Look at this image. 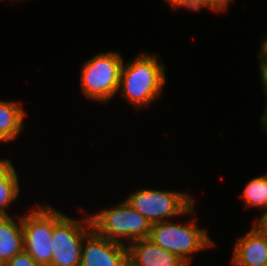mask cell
<instances>
[{
  "instance_id": "obj_1",
  "label": "cell",
  "mask_w": 267,
  "mask_h": 266,
  "mask_svg": "<svg viewBox=\"0 0 267 266\" xmlns=\"http://www.w3.org/2000/svg\"><path fill=\"white\" fill-rule=\"evenodd\" d=\"M158 54L139 53L123 61L118 93L137 110L148 107L163 93L167 81L166 66Z\"/></svg>"
},
{
  "instance_id": "obj_2",
  "label": "cell",
  "mask_w": 267,
  "mask_h": 266,
  "mask_svg": "<svg viewBox=\"0 0 267 266\" xmlns=\"http://www.w3.org/2000/svg\"><path fill=\"white\" fill-rule=\"evenodd\" d=\"M196 222L193 217L186 223L174 220L153 223L149 239L190 266L194 253L216 245L208 231Z\"/></svg>"
},
{
  "instance_id": "obj_3",
  "label": "cell",
  "mask_w": 267,
  "mask_h": 266,
  "mask_svg": "<svg viewBox=\"0 0 267 266\" xmlns=\"http://www.w3.org/2000/svg\"><path fill=\"white\" fill-rule=\"evenodd\" d=\"M123 57L116 51L99 52L81 66V93L88 100L108 103L117 96Z\"/></svg>"
},
{
  "instance_id": "obj_4",
  "label": "cell",
  "mask_w": 267,
  "mask_h": 266,
  "mask_svg": "<svg viewBox=\"0 0 267 266\" xmlns=\"http://www.w3.org/2000/svg\"><path fill=\"white\" fill-rule=\"evenodd\" d=\"M90 219L99 235L123 245L149 238L151 233L152 224L125 200L90 215Z\"/></svg>"
},
{
  "instance_id": "obj_5",
  "label": "cell",
  "mask_w": 267,
  "mask_h": 266,
  "mask_svg": "<svg viewBox=\"0 0 267 266\" xmlns=\"http://www.w3.org/2000/svg\"><path fill=\"white\" fill-rule=\"evenodd\" d=\"M125 201L151 224L189 214L194 216L196 211L193 196L175 190L142 188L130 193Z\"/></svg>"
},
{
  "instance_id": "obj_6",
  "label": "cell",
  "mask_w": 267,
  "mask_h": 266,
  "mask_svg": "<svg viewBox=\"0 0 267 266\" xmlns=\"http://www.w3.org/2000/svg\"><path fill=\"white\" fill-rule=\"evenodd\" d=\"M92 229L90 215L77 220L53 208L51 266H81L83 240Z\"/></svg>"
},
{
  "instance_id": "obj_7",
  "label": "cell",
  "mask_w": 267,
  "mask_h": 266,
  "mask_svg": "<svg viewBox=\"0 0 267 266\" xmlns=\"http://www.w3.org/2000/svg\"><path fill=\"white\" fill-rule=\"evenodd\" d=\"M23 245L39 266H51L53 234V206L36 203L22 215Z\"/></svg>"
},
{
  "instance_id": "obj_8",
  "label": "cell",
  "mask_w": 267,
  "mask_h": 266,
  "mask_svg": "<svg viewBox=\"0 0 267 266\" xmlns=\"http://www.w3.org/2000/svg\"><path fill=\"white\" fill-rule=\"evenodd\" d=\"M128 248L99 235L92 229L83 240L81 266H124Z\"/></svg>"
},
{
  "instance_id": "obj_9",
  "label": "cell",
  "mask_w": 267,
  "mask_h": 266,
  "mask_svg": "<svg viewBox=\"0 0 267 266\" xmlns=\"http://www.w3.org/2000/svg\"><path fill=\"white\" fill-rule=\"evenodd\" d=\"M231 263L236 266H267V233L253 223L234 245Z\"/></svg>"
},
{
  "instance_id": "obj_10",
  "label": "cell",
  "mask_w": 267,
  "mask_h": 266,
  "mask_svg": "<svg viewBox=\"0 0 267 266\" xmlns=\"http://www.w3.org/2000/svg\"><path fill=\"white\" fill-rule=\"evenodd\" d=\"M128 260L133 266H188L183 260L149 238L135 240L129 245Z\"/></svg>"
},
{
  "instance_id": "obj_11",
  "label": "cell",
  "mask_w": 267,
  "mask_h": 266,
  "mask_svg": "<svg viewBox=\"0 0 267 266\" xmlns=\"http://www.w3.org/2000/svg\"><path fill=\"white\" fill-rule=\"evenodd\" d=\"M18 219L0 216V260L4 262L24 250L22 215Z\"/></svg>"
},
{
  "instance_id": "obj_12",
  "label": "cell",
  "mask_w": 267,
  "mask_h": 266,
  "mask_svg": "<svg viewBox=\"0 0 267 266\" xmlns=\"http://www.w3.org/2000/svg\"><path fill=\"white\" fill-rule=\"evenodd\" d=\"M27 113L22 102L0 100V134L9 142L18 139L24 130V117Z\"/></svg>"
},
{
  "instance_id": "obj_13",
  "label": "cell",
  "mask_w": 267,
  "mask_h": 266,
  "mask_svg": "<svg viewBox=\"0 0 267 266\" xmlns=\"http://www.w3.org/2000/svg\"><path fill=\"white\" fill-rule=\"evenodd\" d=\"M240 197L246 207H253L263 213L267 209V178L259 175L251 178L245 185Z\"/></svg>"
},
{
  "instance_id": "obj_14",
  "label": "cell",
  "mask_w": 267,
  "mask_h": 266,
  "mask_svg": "<svg viewBox=\"0 0 267 266\" xmlns=\"http://www.w3.org/2000/svg\"><path fill=\"white\" fill-rule=\"evenodd\" d=\"M19 178L15 167H13L0 180V216H10L7 212L10 206L16 202L20 195ZM16 200V201H15Z\"/></svg>"
},
{
  "instance_id": "obj_15",
  "label": "cell",
  "mask_w": 267,
  "mask_h": 266,
  "mask_svg": "<svg viewBox=\"0 0 267 266\" xmlns=\"http://www.w3.org/2000/svg\"><path fill=\"white\" fill-rule=\"evenodd\" d=\"M232 0H189L182 8L192 11H201L207 8L215 13L227 11Z\"/></svg>"
},
{
  "instance_id": "obj_16",
  "label": "cell",
  "mask_w": 267,
  "mask_h": 266,
  "mask_svg": "<svg viewBox=\"0 0 267 266\" xmlns=\"http://www.w3.org/2000/svg\"><path fill=\"white\" fill-rule=\"evenodd\" d=\"M6 266H39V265L26 251L23 250L22 252L16 254L8 262H6Z\"/></svg>"
},
{
  "instance_id": "obj_17",
  "label": "cell",
  "mask_w": 267,
  "mask_h": 266,
  "mask_svg": "<svg viewBox=\"0 0 267 266\" xmlns=\"http://www.w3.org/2000/svg\"><path fill=\"white\" fill-rule=\"evenodd\" d=\"M259 60V78L263 85V92L267 96V54H257Z\"/></svg>"
},
{
  "instance_id": "obj_18",
  "label": "cell",
  "mask_w": 267,
  "mask_h": 266,
  "mask_svg": "<svg viewBox=\"0 0 267 266\" xmlns=\"http://www.w3.org/2000/svg\"><path fill=\"white\" fill-rule=\"evenodd\" d=\"M14 167L9 158L0 159V180Z\"/></svg>"
},
{
  "instance_id": "obj_19",
  "label": "cell",
  "mask_w": 267,
  "mask_h": 266,
  "mask_svg": "<svg viewBox=\"0 0 267 266\" xmlns=\"http://www.w3.org/2000/svg\"><path fill=\"white\" fill-rule=\"evenodd\" d=\"M262 231H267V209L257 220L253 221Z\"/></svg>"
},
{
  "instance_id": "obj_20",
  "label": "cell",
  "mask_w": 267,
  "mask_h": 266,
  "mask_svg": "<svg viewBox=\"0 0 267 266\" xmlns=\"http://www.w3.org/2000/svg\"><path fill=\"white\" fill-rule=\"evenodd\" d=\"M167 4L173 9L174 11L178 10L179 8L182 9L189 0H164Z\"/></svg>"
},
{
  "instance_id": "obj_21",
  "label": "cell",
  "mask_w": 267,
  "mask_h": 266,
  "mask_svg": "<svg viewBox=\"0 0 267 266\" xmlns=\"http://www.w3.org/2000/svg\"><path fill=\"white\" fill-rule=\"evenodd\" d=\"M266 97V104L263 109V113L261 115V129L267 133V96Z\"/></svg>"
},
{
  "instance_id": "obj_22",
  "label": "cell",
  "mask_w": 267,
  "mask_h": 266,
  "mask_svg": "<svg viewBox=\"0 0 267 266\" xmlns=\"http://www.w3.org/2000/svg\"><path fill=\"white\" fill-rule=\"evenodd\" d=\"M265 38L263 41H261L260 50L258 51V54H267V32L265 33Z\"/></svg>"
},
{
  "instance_id": "obj_23",
  "label": "cell",
  "mask_w": 267,
  "mask_h": 266,
  "mask_svg": "<svg viewBox=\"0 0 267 266\" xmlns=\"http://www.w3.org/2000/svg\"><path fill=\"white\" fill-rule=\"evenodd\" d=\"M0 142L9 143L1 134H0Z\"/></svg>"
},
{
  "instance_id": "obj_24",
  "label": "cell",
  "mask_w": 267,
  "mask_h": 266,
  "mask_svg": "<svg viewBox=\"0 0 267 266\" xmlns=\"http://www.w3.org/2000/svg\"><path fill=\"white\" fill-rule=\"evenodd\" d=\"M124 266H133V265H132V263L128 260V261L124 264Z\"/></svg>"
},
{
  "instance_id": "obj_25",
  "label": "cell",
  "mask_w": 267,
  "mask_h": 266,
  "mask_svg": "<svg viewBox=\"0 0 267 266\" xmlns=\"http://www.w3.org/2000/svg\"><path fill=\"white\" fill-rule=\"evenodd\" d=\"M0 266H6V262L0 260Z\"/></svg>"
}]
</instances>
